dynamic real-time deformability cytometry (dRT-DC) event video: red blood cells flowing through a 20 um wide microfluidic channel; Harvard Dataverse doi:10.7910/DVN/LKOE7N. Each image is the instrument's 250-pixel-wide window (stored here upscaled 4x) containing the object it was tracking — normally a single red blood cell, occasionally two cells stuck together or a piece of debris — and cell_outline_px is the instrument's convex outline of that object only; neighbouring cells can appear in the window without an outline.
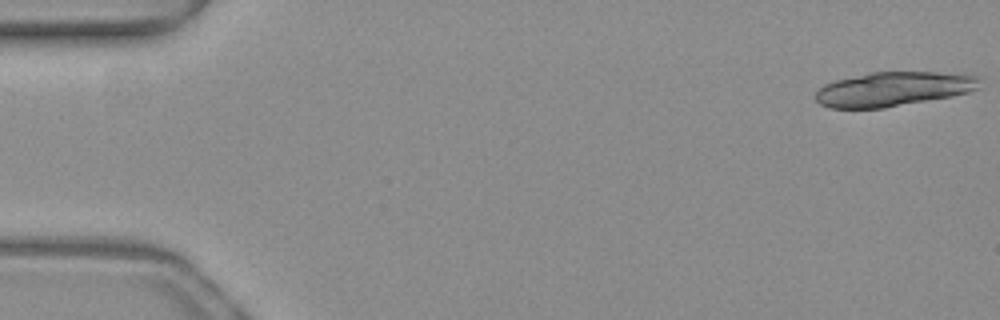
{"species": "common noctule bat (a hibernating species)", "species_latin": "Nyctalus noctula", "temperature_condition": "warm", "stored_images_in_passage": 18, "camera_frame_rate_fps": 3000, "um_per_image_px": 0.085, "animal": {"sex": "female", "body_mass_g": 19.3, "forearm_length_mm": 54.1}, "frame": {"image": 1, "passage_image": 1, "time_ms": 0.0, "image_size_px": [1000, 320], "cell_outline_px": [[980, 80], [976, 88], [968, 92], [948, 96], [884, 108], [828, 108], [820, 104], [816, 100], [816, 92], [824, 84], [836, 80], [872, 72], [936, 72], [976, 76]], "centroid_in_image_um": [75.86, 7.57], "position_along_channel_um": 9.1, "area_um2": 32.25}}